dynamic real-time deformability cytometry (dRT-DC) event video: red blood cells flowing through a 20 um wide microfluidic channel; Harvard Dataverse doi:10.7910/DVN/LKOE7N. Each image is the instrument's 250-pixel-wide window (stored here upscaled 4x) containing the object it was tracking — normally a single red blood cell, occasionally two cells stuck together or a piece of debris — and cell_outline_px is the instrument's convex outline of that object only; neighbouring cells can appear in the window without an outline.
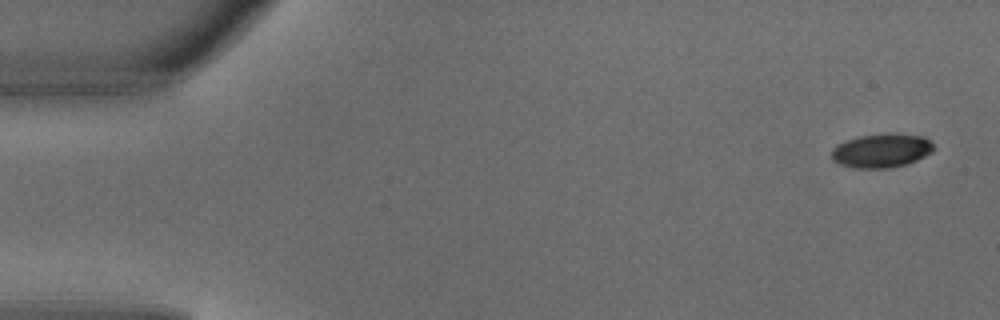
{"species": "common noctule bat (a hibernating species)", "species_latin": "Nyctalus noctula", "temperature_condition": "warm", "stored_images_in_passage": 4, "camera_frame_rate_fps": 3000, "um_per_image_px": 0.085, "animal": {"sex": "male", "body_mass_g": 18.8}, "frame": {"image": 1, "passage_image": 1, "time_ms": 0.0, "image_size_px": [1000, 320], "cell_outline_px": [[936, 148], [932, 152], [916, 160], [904, 164], [884, 168], [856, 168], [840, 164], [832, 160], [832, 148], [836, 144], [860, 136], [924, 136]], "centroid_in_image_um": [74.89, 12.84], "position_along_channel_um": 10.1, "area_um2": 19.25}}
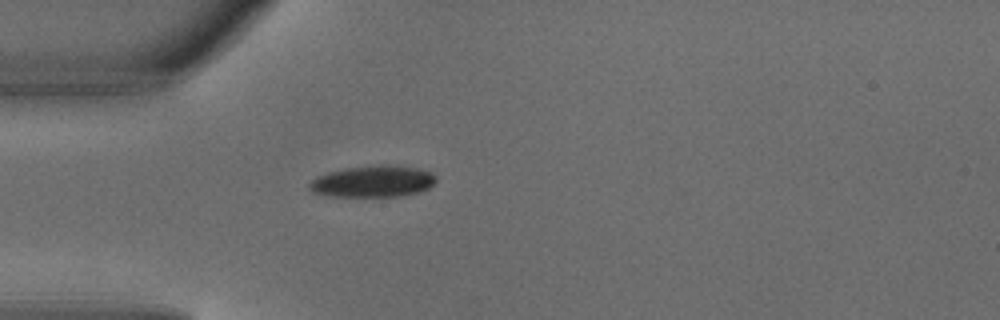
{"frame": {"image": 2, "passage_image": 4, "time_ms": 1.0, "image_size_px": [1000, 320], "cell_outline_px": [[436, 180], [428, 188], [420, 192], [396, 196], [332, 196], [312, 192], [308, 188], [308, 184], [316, 176], [328, 172], [344, 168], [380, 164], [388, 164], [416, 168], [432, 172], [436, 176]], "centroid_in_image_um": [31.68, 15.4], "position_along_channel_um": 53.3, "area_um2": 23.35}}